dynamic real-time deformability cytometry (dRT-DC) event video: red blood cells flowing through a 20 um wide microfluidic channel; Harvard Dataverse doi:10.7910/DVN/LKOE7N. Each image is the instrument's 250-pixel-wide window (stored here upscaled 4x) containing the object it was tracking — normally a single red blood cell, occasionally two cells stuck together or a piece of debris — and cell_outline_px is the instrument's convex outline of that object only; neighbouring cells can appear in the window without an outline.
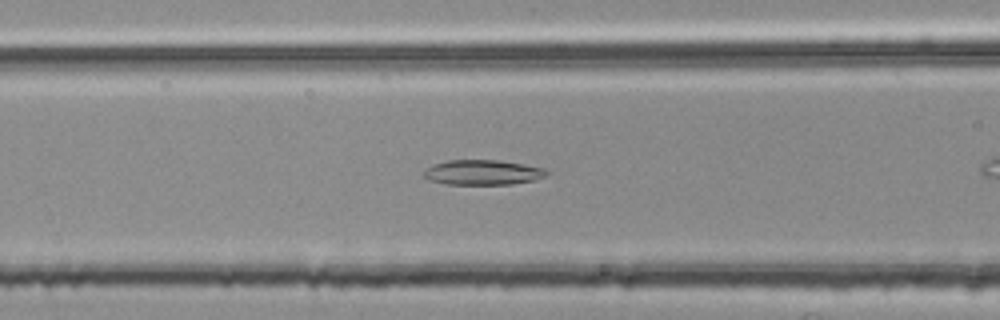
{"species": "common noctule bat (a hibernating species)", "species_latin": "Nyctalus noctula", "temperature_condition": "room temperature", "stored_images_in_passage": 27, "camera_frame_rate_fps": 3000, "um_per_image_px": 0.085, "animal": {"sex": "female", "body_mass_g": 25.1}, "frame": {"image": 1, "passage_image": 6, "time_ms": 1.667, "image_size_px": [1000, 320], "cell_outline_px": [[548, 172], [544, 176], [532, 180], [512, 184], [448, 184], [428, 180], [424, 176], [424, 172], [432, 164], [448, 160], [496, 160], [524, 164], [544, 168]], "centroid_in_image_um": [41.0, 14.65], "position_along_channel_um": 125.6, "area_um2": 17.69}}
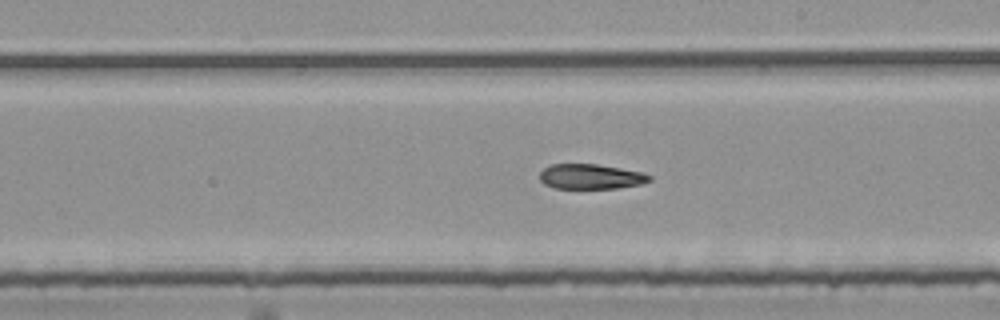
{"frame": {"image": 2, "passage_image": 15, "time_ms": 4.667, "image_size_px": [1000, 320], "cell_outline_px": [[652, 180], [640, 184], [616, 188], [552, 188], [544, 184], [540, 180], [540, 172], [544, 168], [552, 164], [596, 164], [620, 168], [640, 172], [652, 176]], "centroid_in_image_um": [50.19, 15.01], "position_along_channel_um": 238.8, "area_um2": 15.9}}
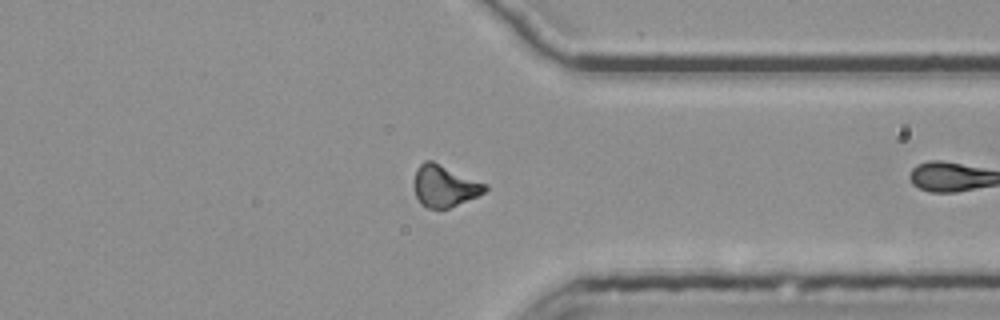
{"frame": {"image": 3, "passage_image": 26, "time_ms": 8.333, "image_size_px": [1000, 320], "cell_outline_px": [[488, 188], [484, 192], [476, 196], [448, 208], [428, 208], [420, 204], [416, 196], [412, 184], [416, 168], [424, 160], [432, 160], [488, 184]], "centroid_in_image_um": [37.74, 15.78], "position_along_channel_um": 373.7, "area_um2": 17.4}}